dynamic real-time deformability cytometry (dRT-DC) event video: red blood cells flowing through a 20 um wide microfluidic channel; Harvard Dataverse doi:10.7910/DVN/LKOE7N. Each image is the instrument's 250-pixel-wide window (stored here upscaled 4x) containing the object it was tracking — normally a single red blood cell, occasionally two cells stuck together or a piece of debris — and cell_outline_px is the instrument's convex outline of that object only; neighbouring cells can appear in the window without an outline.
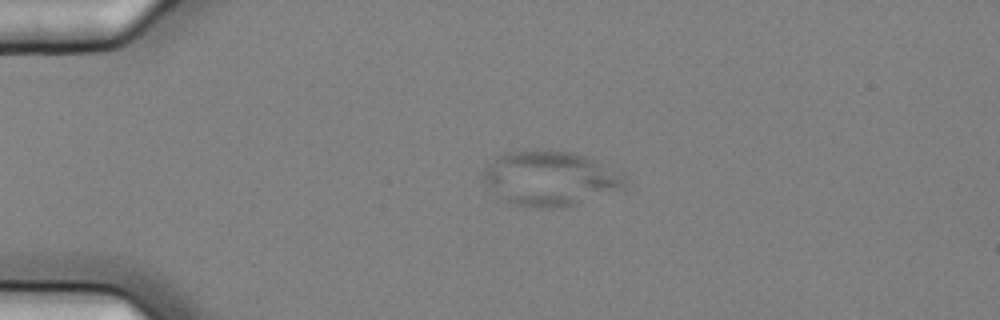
{"species": "common noctule bat (a hibernating species)", "species_latin": "Nyctalus noctula", "temperature_condition": "cold", "stored_images_in_passage": 4, "camera_frame_rate_fps": 3000, "um_per_image_px": 0.085, "animal": {"sex": "female", "body_mass_g": 25.1}, "frame": {"image": 1, "passage_image": 1, "time_ms": 0.0, "image_size_px": [1000, 320], "cell_outline_px": [[624, 188], [572, 204], [552, 208], [536, 208], [516, 204], [504, 200], [492, 192], [480, 180], [480, 172], [500, 152], [536, 148], [572, 152], [584, 156], [624, 176]], "centroid_in_image_um": [46.58, 15.12], "position_along_channel_um": 38.4, "area_um2": 45.08}}
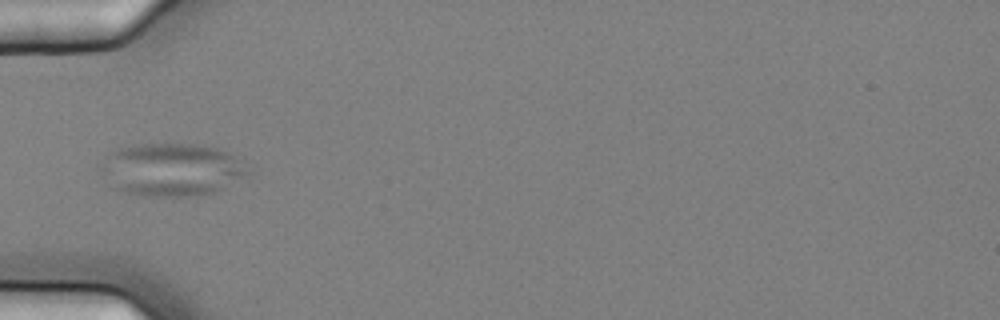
{"frame": {"image": 2, "passage_image": 3, "time_ms": 0.667, "image_size_px": [1000, 320], "cell_outline_px": [[248, 172], [244, 176], [216, 192], [200, 196], [144, 196], [124, 192], [112, 188], [100, 172], [96, 164], [112, 152], [120, 148], [136, 144], [204, 144], [228, 152], [244, 160]], "centroid_in_image_um": [14.55, 14.42], "position_along_channel_um": 70.5, "area_um2": 45.89}}
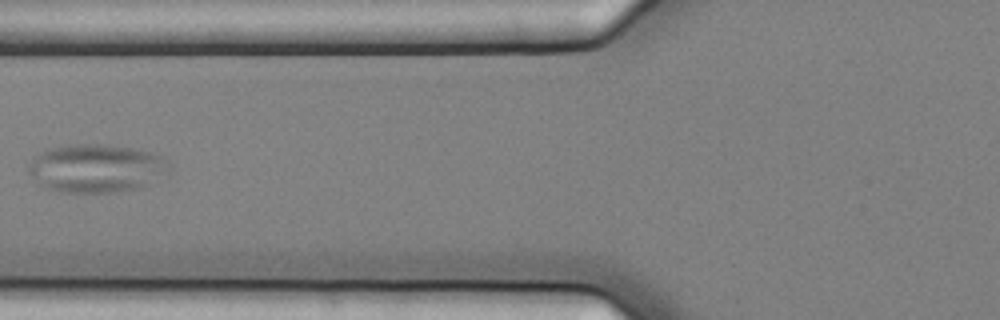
{"frame": {"image": 3, "passage_image": 4, "time_ms": 1.0, "image_size_px": [1000, 320], "cell_outline_px": [[172, 164], [148, 184], [140, 188], [116, 192], [60, 192], [44, 188], [28, 172], [28, 168], [32, 160], [40, 152], [48, 148], [68, 144], [100, 144], [132, 148], [152, 152], [168, 160]], "centroid_in_image_um": [8.14, 14.3], "position_along_channel_um": 117.7, "area_um2": 39.36}}